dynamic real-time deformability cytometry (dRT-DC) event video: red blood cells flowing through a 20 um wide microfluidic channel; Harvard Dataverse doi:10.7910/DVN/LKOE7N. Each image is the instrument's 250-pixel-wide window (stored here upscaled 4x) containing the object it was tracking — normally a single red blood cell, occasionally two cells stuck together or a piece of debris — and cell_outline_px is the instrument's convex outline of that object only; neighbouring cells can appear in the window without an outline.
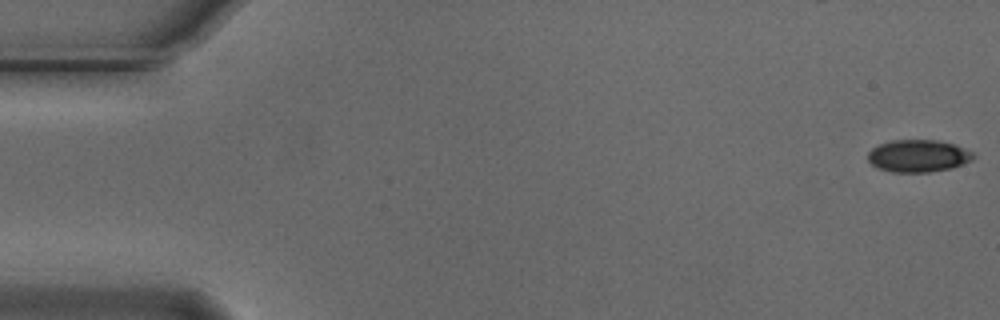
{"species": "Egyptian fruit bat (a non-hibernating species)", "species_latin": "Rousettus aegyptiacus", "temperature_condition": "cold", "stored_images_in_passage": 11, "camera_frame_rate_fps": 3000, "um_per_image_px": 0.085, "animal": {"sex": "male"}, "frame": {"image": 1, "passage_image": 1, "time_ms": 0.0, "image_size_px": [1000, 320], "cell_outline_px": [[976, 156], [972, 160], [952, 168], [928, 172], [892, 172], [880, 168], [872, 164], [868, 160], [868, 152], [872, 148], [880, 144], [892, 140], [936, 140], [952, 144], [972, 152]], "centroid_in_image_um": [78.04, 13.25], "position_along_channel_um": 7.0, "area_um2": 19.65}}